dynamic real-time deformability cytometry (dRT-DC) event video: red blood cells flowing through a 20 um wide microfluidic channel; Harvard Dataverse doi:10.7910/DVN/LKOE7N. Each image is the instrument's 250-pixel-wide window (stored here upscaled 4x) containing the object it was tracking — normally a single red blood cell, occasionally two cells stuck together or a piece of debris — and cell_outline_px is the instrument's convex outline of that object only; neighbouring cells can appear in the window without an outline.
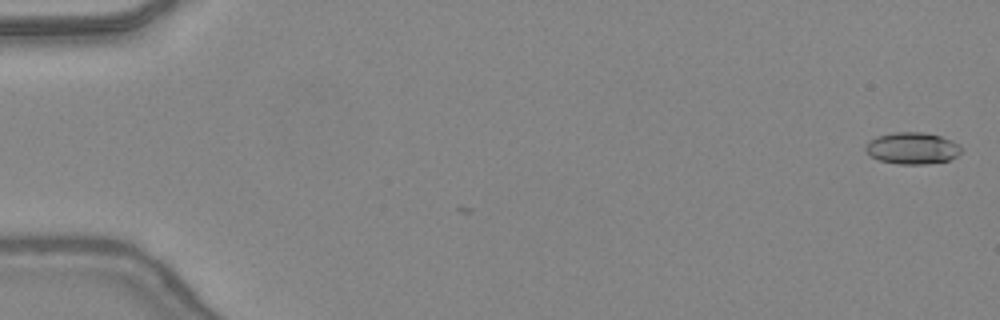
{"species": "common noctule bat (a hibernating species)", "species_latin": "Nyctalus noctula", "temperature_condition": "warm", "stored_images_in_passage": 3, "camera_frame_rate_fps": 3000, "um_per_image_px": 0.085, "animal": {"sex": "female", "body_mass_g": 24.6, "forearm_length_mm": 56.2}, "frame": {"image": 1, "passage_image": 3, "time_ms": 0.667, "image_size_px": [1000, 320], "cell_outline_px": [[960, 152], [956, 156], [948, 160], [928, 164], [900, 164], [880, 160], [872, 156], [864, 148], [868, 140], [876, 136], [892, 132], [920, 132], [940, 136], [952, 140], [960, 148]], "centroid_in_image_um": [77.51, 12.59], "position_along_channel_um": 7.5, "area_um2": 17.51}}